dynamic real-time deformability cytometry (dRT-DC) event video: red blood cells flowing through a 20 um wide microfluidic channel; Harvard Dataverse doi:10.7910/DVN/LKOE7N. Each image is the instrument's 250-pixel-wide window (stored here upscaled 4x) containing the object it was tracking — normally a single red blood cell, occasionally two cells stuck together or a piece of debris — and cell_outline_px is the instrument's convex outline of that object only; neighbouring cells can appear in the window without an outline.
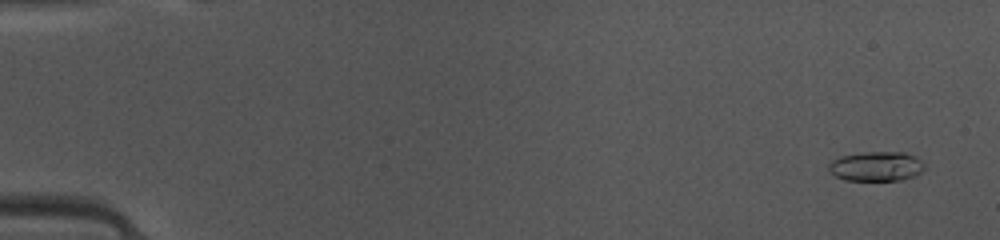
{"species": "common noctule bat (a hibernating species)", "species_latin": "Nyctalus noctula", "temperature_condition": "warm", "stored_images_in_passage": 49, "camera_frame_rate_fps": 3000, "um_per_image_px": 0.085, "animal": {"sex": "female", "body_mass_g": 10.0, "forearm_length_mm": 53.1}, "frame": {"image": 1, "passage_image": 3, "time_ms": 0.667, "image_size_px": [1000, 240], "cell_outline_px": [[924, 168], [916, 176], [904, 180], [844, 180], [828, 172], [828, 164], [832, 160], [840, 156], [864, 152], [904, 152], [916, 156], [924, 164]], "centroid_in_image_um": [74.48, 14.14], "position_along_channel_um": 10.5, "area_um2": 16.7}}
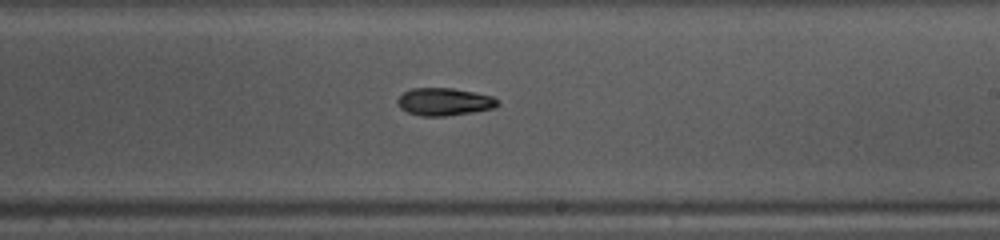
{"frame": {"image": 2, "passage_image": 30, "time_ms": 9.667, "image_size_px": [1000, 240], "cell_outline_px": [[500, 104], [496, 108], [472, 112], [444, 116], [420, 116], [408, 112], [400, 108], [396, 104], [396, 100], [404, 92], [412, 88], [452, 88], [492, 96], [500, 100]], "centroid_in_image_um": [37.77, 8.65], "position_along_channel_um": 251.2, "area_um2": 16.18}}
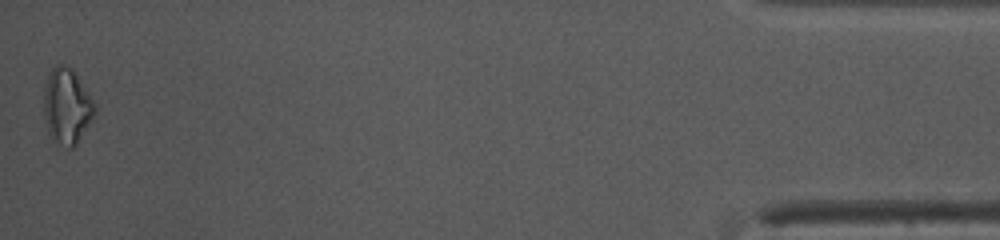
{"frame": {"image": 3, "passage_image": 49, "time_ms": 16.0, "image_size_px": [1000, 240], "cell_outline_px": [[96, 112], [76, 144], [72, 148], [64, 148], [48, 132], [44, 116], [44, 92], [48, 76], [52, 68], [56, 64], [60, 64], [72, 68], [76, 72], [96, 104]], "centroid_in_image_um": [5.7, 9.0], "position_along_channel_um": 429.5, "area_um2": 22.31}, "authors_computed_cell_mechanics": {"area_um2": 16.1262, "velocity_mm_per_s": 4.149, "shape_relaxation_time_tau1_ms": 3.6637, "shape_relaxation_time_tau2_ms": 7.1373, "deformation_change_tau1": 0.1112, "deformation_change_tau2": 0.1822}}